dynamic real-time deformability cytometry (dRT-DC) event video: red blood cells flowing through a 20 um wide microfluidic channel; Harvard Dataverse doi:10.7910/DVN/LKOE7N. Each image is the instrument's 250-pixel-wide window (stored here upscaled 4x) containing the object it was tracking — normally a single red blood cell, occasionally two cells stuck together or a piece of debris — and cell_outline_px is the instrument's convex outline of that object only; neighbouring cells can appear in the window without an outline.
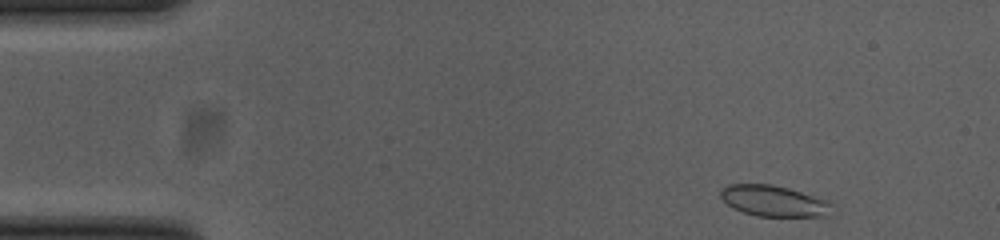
{"species": "common noctule bat (a hibernating species)", "species_latin": "Nyctalus noctula", "temperature_condition": "cold", "stored_images_in_passage": 50, "camera_frame_rate_fps": 3000, "um_per_image_px": 0.085, "animal": {"sex": "female", "body_mass_g": 23.0, "forearm_length_mm": 53.4}, "frame": {"image": 1, "passage_image": 1, "time_ms": 0.0, "image_size_px": [1000, 240], "cell_outline_px": [[832, 216], [756, 216], [732, 208], [720, 196], [720, 192], [728, 184], [772, 184], [788, 188], [828, 200], [832, 204]], "centroid_in_image_um": [65.81, 17.09], "position_along_channel_um": 19.2, "area_um2": 20.11}}
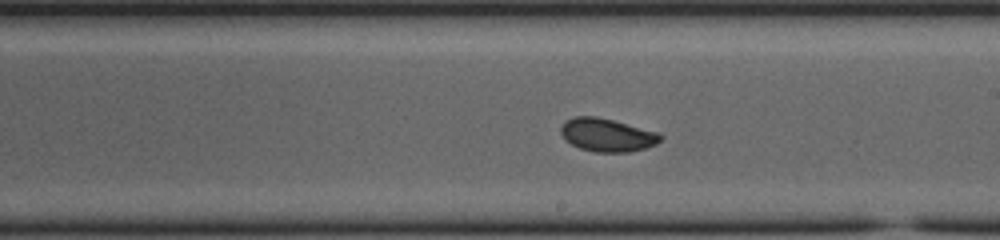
{"frame": {"image": 2, "passage_image": 26, "time_ms": 8.333, "image_size_px": [1000, 240], "cell_outline_px": [[664, 136], [656, 144], [644, 148], [628, 152], [596, 152], [580, 148], [564, 140], [560, 132], [560, 128], [564, 120], [576, 116], [596, 116], [612, 120], [656, 132]], "centroid_in_image_um": [51.55, 11.47], "position_along_channel_um": 237.5, "area_um2": 19.13}}
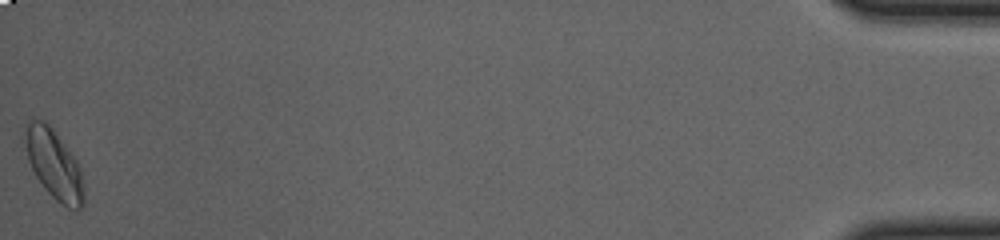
{"frame": {"image": 3, "passage_image": 50, "time_ms": 16.333, "image_size_px": [1000, 240], "cell_outline_px": [[84, 204], [80, 208], [68, 208], [60, 204], [44, 188], [36, 176], [28, 160], [24, 136], [24, 132], [28, 124], [32, 120], [44, 120], [52, 128], [76, 160], [80, 168], [84, 192]], "centroid_in_image_um": [4.59, 13.99], "position_along_channel_um": 430.6, "area_um2": 23.35}, "authors_computed_cell_mechanics": {"area_um2": 19.4208, "velocity_mm_per_s": 3.6792, "shape_relaxation_time_tau1_ms": 2.7719, "shape_relaxation_time_tau2_ms": 1.2568, "deformation_change_tau1": 0.0746, "deformation_change_tau2": 0.0367}}